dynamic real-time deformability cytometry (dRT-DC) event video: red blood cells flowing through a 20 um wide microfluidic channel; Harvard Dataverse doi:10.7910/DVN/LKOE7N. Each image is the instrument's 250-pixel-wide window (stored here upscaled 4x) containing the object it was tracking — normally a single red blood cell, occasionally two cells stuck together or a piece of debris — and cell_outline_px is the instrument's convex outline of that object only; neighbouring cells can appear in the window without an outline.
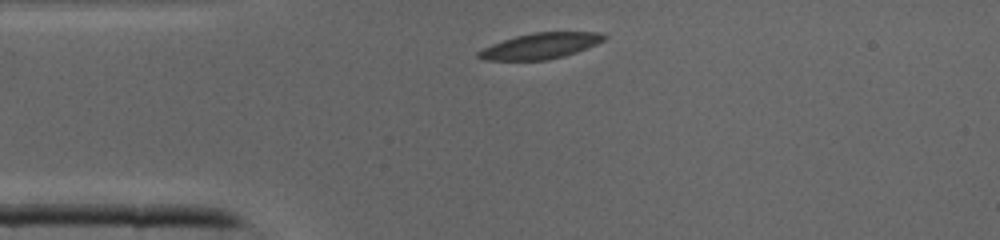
{"species": "common noctule bat (a hibernating species)", "species_latin": "Nyctalus noctula", "temperature_condition": "cold", "stored_images_in_passage": 33, "camera_frame_rate_fps": 3000, "um_per_image_px": 0.085, "animal": {"sex": "male", "body_mass_g": 19.0, "forearm_length_mm": 50.8}, "frame": {"image": 1, "passage_image": 1, "time_ms": 0.0, "image_size_px": [1000, 240], "cell_outline_px": [[608, 36], [604, 40], [596, 44], [576, 52], [564, 56], [548, 60], [484, 60], [476, 56], [476, 52], [492, 44], [516, 36], [536, 32], [604, 32]], "centroid_in_image_um": [45.96, 3.9], "position_along_channel_um": 39.0, "area_um2": 18.84}}
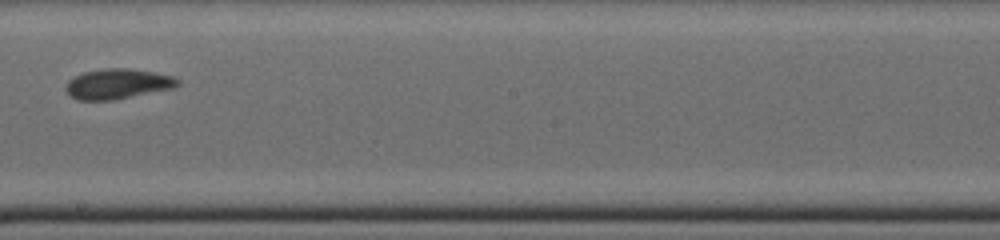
{"frame": {"image": 2, "passage_image": 15, "time_ms": 4.667, "image_size_px": [1000, 240], "cell_outline_px": [[180, 84], [172, 88], [112, 100], [76, 100], [68, 96], [64, 88], [68, 80], [84, 72], [104, 68], [128, 68], [152, 72], [172, 76], [180, 80]], "centroid_in_image_um": [9.94, 7.13], "position_along_channel_um": 238.3, "area_um2": 19.59}}
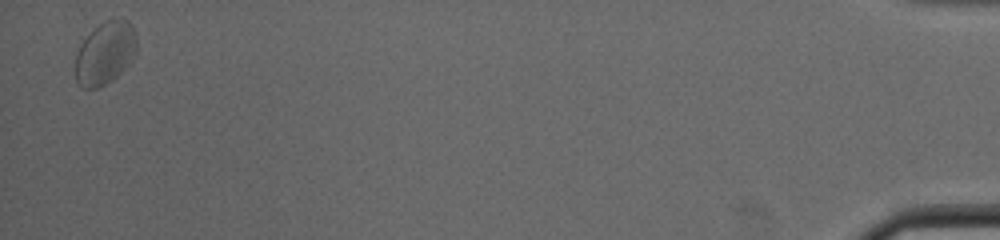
{"frame": {"image": 3, "passage_image": 33, "time_ms": 10.667, "image_size_px": [1000, 240], "cell_outline_px": [[136, 56], [116, 76], [104, 84], [96, 88], [80, 88], [76, 80], [76, 52], [80, 44], [104, 20], [128, 20], [132, 24], [136, 32]], "centroid_in_image_um": [8.95, 4.51], "position_along_channel_um": 426.3, "area_um2": 22.2}}